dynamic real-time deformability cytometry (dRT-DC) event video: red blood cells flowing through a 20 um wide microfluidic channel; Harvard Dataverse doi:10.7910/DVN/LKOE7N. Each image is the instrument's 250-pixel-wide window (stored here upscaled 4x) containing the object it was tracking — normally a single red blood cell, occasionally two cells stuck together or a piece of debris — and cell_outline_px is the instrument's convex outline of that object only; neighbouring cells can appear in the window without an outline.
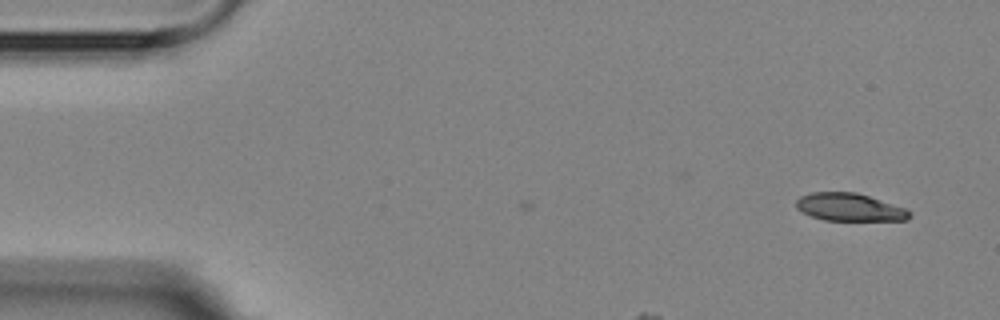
{"species": "Egyptian fruit bat (a non-hibernating species)", "species_latin": "Rousettus aegyptiacus", "temperature_condition": "room temperature", "stored_images_in_passage": 4, "camera_frame_rate_fps": 3000, "um_per_image_px": 0.085, "animal": {"sex": "female"}, "frame": {"image": 1, "passage_image": 4, "time_ms": 3.667, "image_size_px": [1000, 320], "cell_outline_px": [[912, 216], [908, 220], [824, 220], [812, 216], [796, 208], [796, 200], [800, 196], [812, 192], [856, 192], [904, 208], [912, 212]], "centroid_in_image_um": [72.21, 17.61], "position_along_channel_um": 12.8, "area_um2": 18.15}}